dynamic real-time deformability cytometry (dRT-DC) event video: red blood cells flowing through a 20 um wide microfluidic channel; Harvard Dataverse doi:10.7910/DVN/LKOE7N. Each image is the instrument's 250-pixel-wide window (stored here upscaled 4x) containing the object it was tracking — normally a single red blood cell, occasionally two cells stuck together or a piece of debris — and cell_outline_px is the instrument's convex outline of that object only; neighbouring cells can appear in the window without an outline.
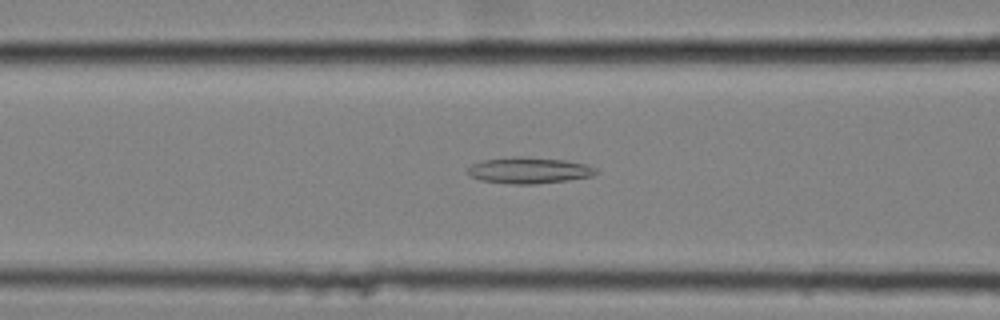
{"species": "common noctule bat (a hibernating species)", "species_latin": "Nyctalus noctula", "temperature_condition": "cold", "stored_images_in_passage": 40, "camera_frame_rate_fps": 3000, "um_per_image_px": 0.085, "animal": {"sex": "female", "body_mass_g": 25.1}, "frame": {"image": 1, "passage_image": 13, "time_ms": 4.0, "image_size_px": [1000, 320], "cell_outline_px": [[596, 172], [592, 176], [568, 180], [536, 184], [512, 184], [480, 180], [472, 176], [468, 172], [468, 168], [472, 164], [484, 160], [516, 156], [520, 156], [564, 160], [584, 164], [596, 168]], "centroid_in_image_um": [44.96, 14.48], "position_along_channel_um": 121.6, "area_um2": 19.36}}
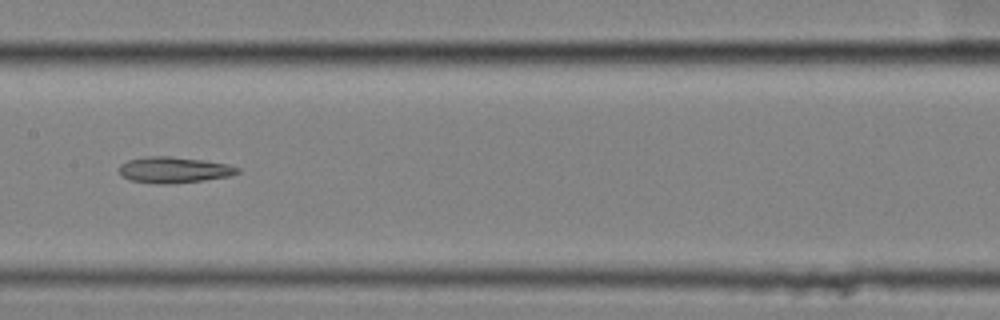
{"frame": {"image": 2, "passage_image": 19, "time_ms": 6.0, "image_size_px": [1000, 320], "cell_outline_px": [[240, 172], [228, 176], [204, 180], [164, 184], [160, 184], [128, 180], [120, 172], [120, 164], [128, 160], [148, 156], [172, 156], [228, 164], [240, 168]], "centroid_in_image_um": [14.78, 14.43], "position_along_channel_um": 192.6, "area_um2": 17.74}}
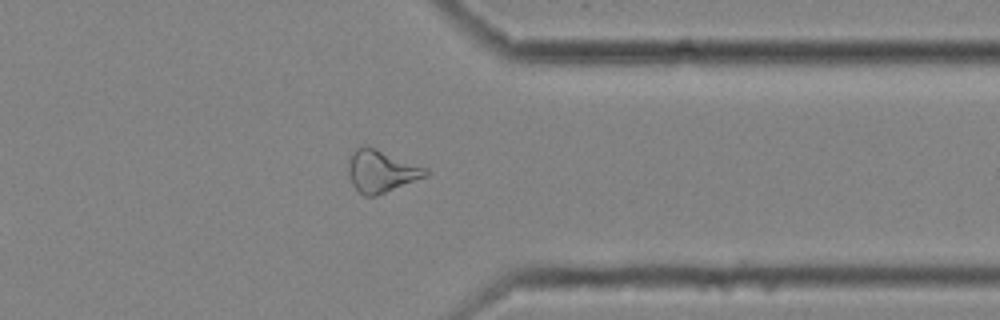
{"frame": {"image": 3, "passage_image": 35, "time_ms": 11.333, "image_size_px": [1000, 320], "cell_outline_px": [[428, 172], [424, 176], [376, 196], [364, 196], [352, 184], [348, 172], [348, 164], [356, 148], [364, 144], [368, 144], [428, 168]], "centroid_in_image_um": [32.39, 14.51], "position_along_channel_um": 379.0, "area_um2": 18.9}}